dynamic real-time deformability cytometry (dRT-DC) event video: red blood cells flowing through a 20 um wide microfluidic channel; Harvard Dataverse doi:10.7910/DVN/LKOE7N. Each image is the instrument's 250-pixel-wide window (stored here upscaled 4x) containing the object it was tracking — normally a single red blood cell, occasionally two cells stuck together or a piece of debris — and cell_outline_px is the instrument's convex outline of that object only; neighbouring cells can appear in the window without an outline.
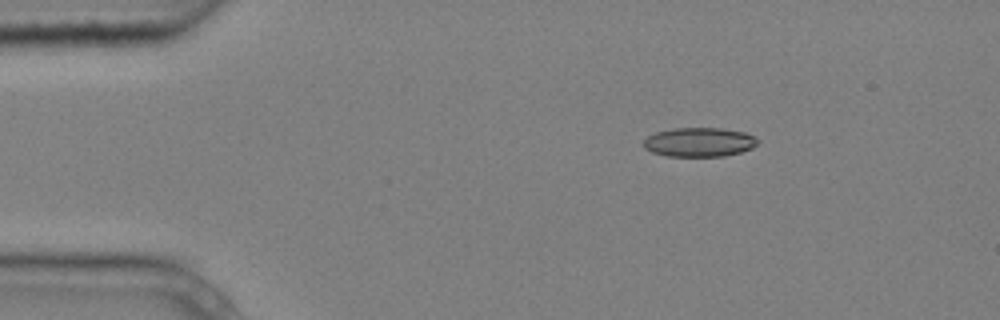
{"species": "common noctule bat (a hibernating species)", "species_latin": "Nyctalus noctula", "temperature_condition": "cold", "stored_images_in_passage": 6, "camera_frame_rate_fps": 3000, "um_per_image_px": 0.085, "animal": {"sex": "male", "body_mass_g": 20.4}, "frame": {"image": 1, "passage_image": 3, "time_ms": 0.667, "image_size_px": [1000, 320], "cell_outline_px": [[760, 140], [752, 148], [740, 152], [724, 156], [668, 156], [652, 152], [644, 148], [644, 140], [648, 136], [656, 132], [672, 128], [720, 128], [744, 132]], "centroid_in_image_um": [59.43, 12.08], "position_along_channel_um": 25.6, "area_um2": 19.31}}
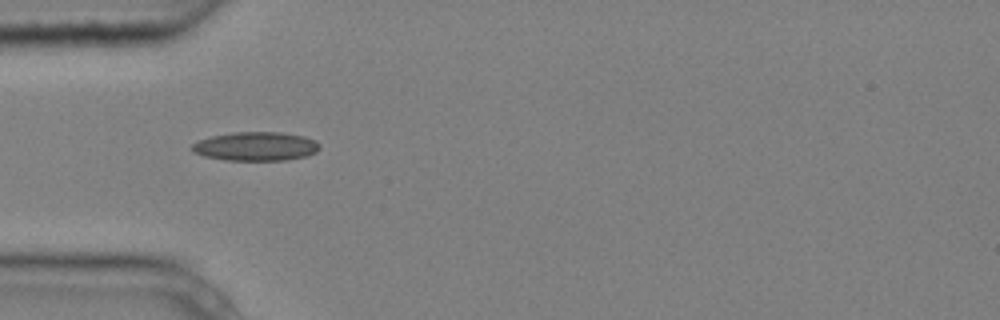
{"frame": {"image": 2, "passage_image": 5, "time_ms": 1.333, "image_size_px": [1000, 320], "cell_outline_px": [[320, 148], [316, 152], [308, 156], [288, 160], [224, 160], [204, 156], [192, 152], [192, 144], [196, 140], [212, 136], [232, 132], [280, 132], [304, 136], [316, 140], [320, 144]], "centroid_in_image_um": [21.75, 12.44], "position_along_channel_um": 63.2, "area_um2": 21.73}}
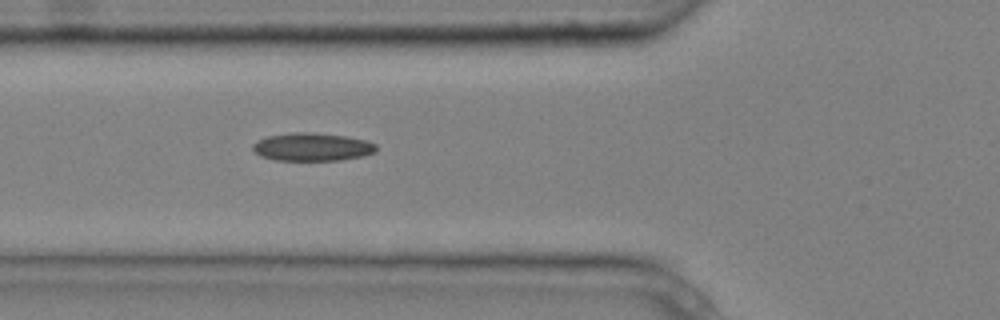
{"frame": {"image": 3, "passage_image": 6, "time_ms": 1.667, "image_size_px": [1000, 320], "cell_outline_px": [[376, 152], [364, 156], [340, 160], [276, 160], [260, 156], [252, 148], [252, 144], [268, 136], [292, 132], [312, 132], [348, 136], [364, 140], [376, 144]], "centroid_in_image_um": [26.56, 12.48], "position_along_channel_um": 99.2, "area_um2": 20.17}}